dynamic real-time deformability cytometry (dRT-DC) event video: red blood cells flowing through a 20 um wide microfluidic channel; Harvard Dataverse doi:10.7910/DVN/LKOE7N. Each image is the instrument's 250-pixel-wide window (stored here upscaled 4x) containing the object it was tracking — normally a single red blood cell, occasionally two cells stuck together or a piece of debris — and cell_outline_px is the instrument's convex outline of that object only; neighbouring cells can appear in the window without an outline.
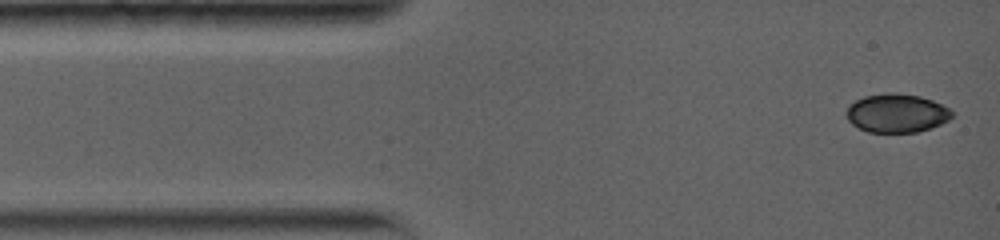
{"species": "common noctule bat (a hibernating species)", "species_latin": "Nyctalus noctula", "temperature_condition": "warm", "stored_images_in_passage": 52, "camera_frame_rate_fps": 5000, "um_per_image_px": 0.085, "animal": {"sex": "female", "body_mass_g": 19.0, "forearm_length_mm": 56.7}, "frame": {"image": 1, "passage_image": 1, "time_ms": 0.0, "image_size_px": [1000, 240], "cell_outline_px": [[952, 116], [948, 120], [940, 124], [916, 132], [868, 132], [852, 124], [848, 120], [844, 112], [848, 104], [864, 96], [888, 92], [896, 92], [920, 96], [932, 100], [948, 108], [952, 112]], "centroid_in_image_um": [76.16, 9.6], "position_along_channel_um": 8.8, "area_um2": 23.81}}
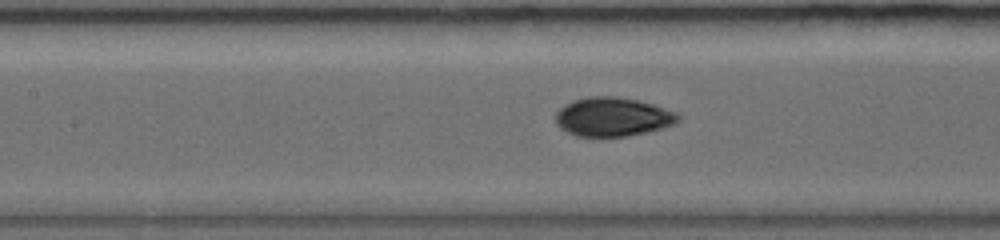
{"frame": {"image": 2, "passage_image": 22, "time_ms": 5.6, "image_size_px": [1000, 240], "cell_outline_px": [[680, 120], [672, 124], [660, 128], [628, 136], [576, 136], [560, 128], [556, 124], [556, 112], [564, 104], [572, 100], [588, 96], [612, 96], [636, 100], [652, 104], [676, 112], [680, 116]], "centroid_in_image_um": [52.03, 9.92], "position_along_channel_um": 155.4, "area_um2": 27.57}}
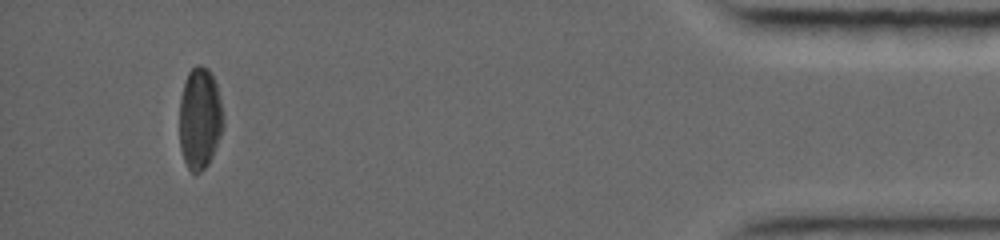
{"frame": {"image": 3, "passage_image": 45, "time_ms": 14.6, "image_size_px": [1000, 240], "cell_outline_px": [[224, 124], [220, 136], [212, 156], [208, 164], [196, 176], [188, 168], [184, 160], [180, 148], [180, 96], [184, 80], [188, 72], [196, 64], [200, 64], [208, 68], [216, 84], [220, 100]], "centroid_in_image_um": [16.97, 10.06], "position_along_channel_um": 418.2, "area_um2": 26.07}, "authors_computed_cell_mechanics": {"area_um2": 26.8192, "velocity_mm_per_s": 3.8199, "shape_relaxation_time_tau1_ms": 4.1477, "shape_relaxation_time_tau2_ms": 2.2359, "deformation_change_tau1": 0.1371, "deformation_change_tau2": 0.0438}}